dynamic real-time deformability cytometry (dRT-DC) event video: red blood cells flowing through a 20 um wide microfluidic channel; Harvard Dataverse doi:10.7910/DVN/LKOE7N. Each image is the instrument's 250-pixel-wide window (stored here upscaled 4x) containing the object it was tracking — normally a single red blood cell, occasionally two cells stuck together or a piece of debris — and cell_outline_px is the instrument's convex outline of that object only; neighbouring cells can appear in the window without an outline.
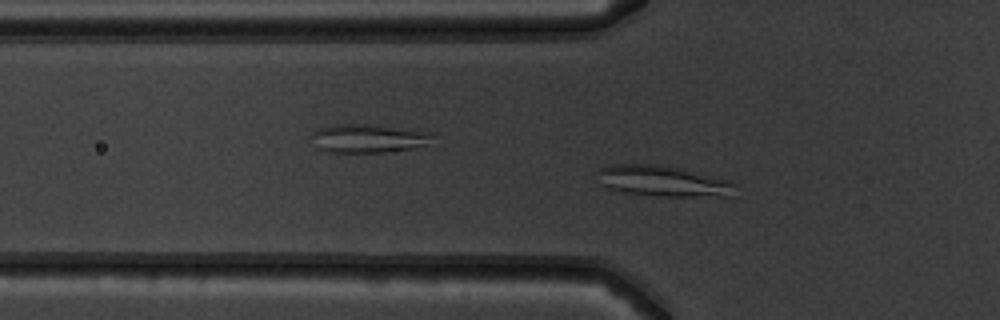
{"species": "common noctule bat (a hibernating species)", "species_latin": "Nyctalus noctula", "temperature_condition": "warm", "stored_images_in_passage": 45, "camera_frame_rate_fps": 3000, "um_per_image_px": 0.085, "animal": {"sex": "male", "body_mass_g": 19.5, "forearm_length_mm": 54.6}, "frame": {"image": 1, "passage_image": 9, "time_ms": 2.667, "image_size_px": [1000, 320], "cell_outline_px": [[732, 196], [656, 196], [624, 192], [608, 188], [600, 184], [596, 172], [600, 168], [612, 164], [664, 164], [684, 168], [728, 180], [732, 184]], "centroid_in_image_um": [56.28, 15.37], "position_along_channel_um": 69.5, "area_um2": 24.85}}
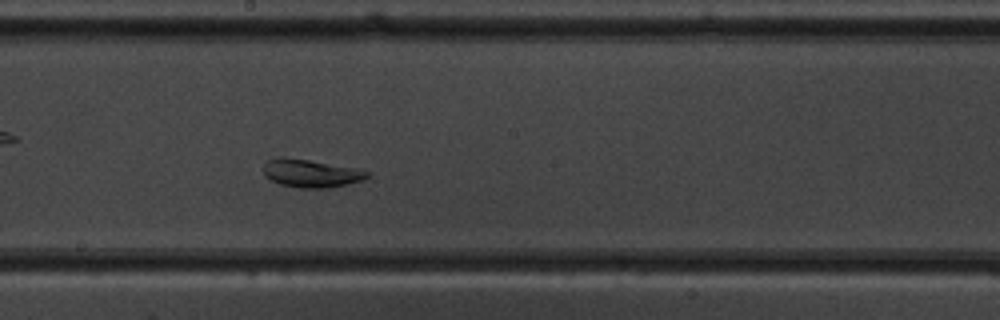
{"frame": {"image": 2, "passage_image": 21, "time_ms": 6.667, "image_size_px": [1000, 320], "cell_outline_px": [[368, 176], [364, 180], [332, 188], [296, 188], [280, 184], [264, 176], [264, 164], [268, 160], [276, 156], [284, 156], [360, 168], [368, 172]], "centroid_in_image_um": [26.43, 14.72], "position_along_channel_um": 221.8, "area_um2": 17.28}}
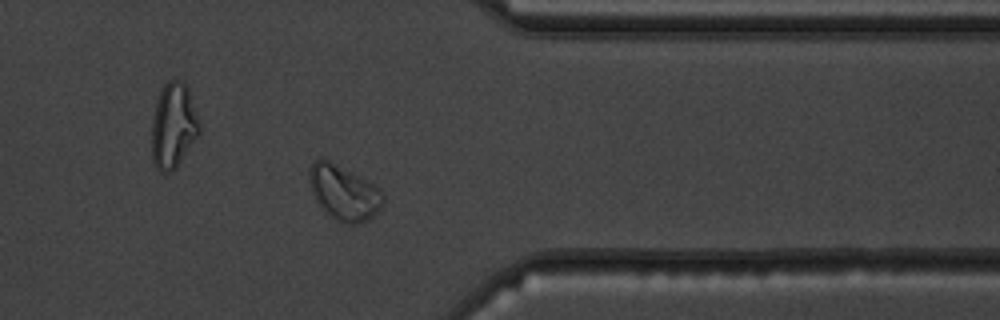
{"frame": {"image": 3, "passage_image": 34, "time_ms": 11.0, "image_size_px": [1000, 320], "cell_outline_px": [[384, 204], [368, 220], [360, 224], [348, 224], [336, 220], [328, 216], [316, 200], [308, 184], [308, 172], [312, 160], [320, 156], [368, 180], [380, 188], [384, 196]], "centroid_in_image_um": [29.2, 16.36], "position_along_channel_um": 382.2, "area_um2": 24.04}, "authors_computed_cell_mechanics": {"area_um2": 22.542, "velocity_mm_per_s": 3.8365, "shape_relaxation_time_tau1_ms": 7.5143, "shape_relaxation_time_tau2_ms": null, "deformation_change_tau1": 0.1386, "deformation_change_tau2": null}}